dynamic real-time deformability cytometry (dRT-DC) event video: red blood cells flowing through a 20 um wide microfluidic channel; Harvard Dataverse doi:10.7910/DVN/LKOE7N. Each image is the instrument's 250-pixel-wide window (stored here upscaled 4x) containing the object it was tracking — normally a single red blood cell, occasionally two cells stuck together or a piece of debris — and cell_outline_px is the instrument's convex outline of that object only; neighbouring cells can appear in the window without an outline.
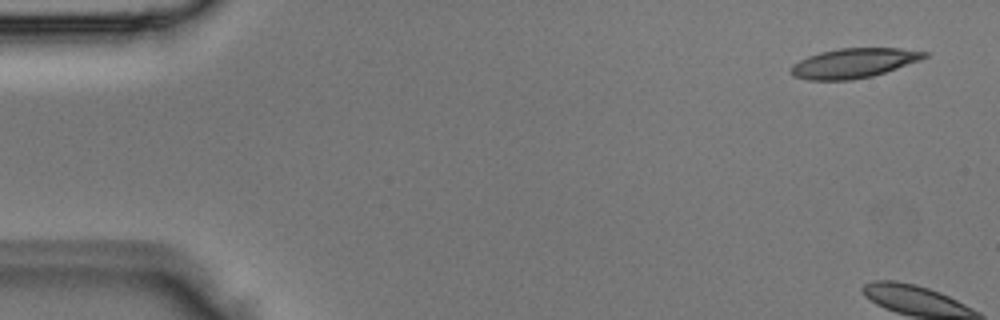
{"species": "Egyptian fruit bat (a non-hibernating species)", "species_latin": "Rousettus aegyptiacus", "temperature_condition": "room temperature", "stored_images_in_passage": 3, "camera_frame_rate_fps": 3000, "um_per_image_px": 0.085, "animal": {"sex": "male"}, "frame": {"image": 1, "passage_image": 1, "time_ms": 0.0, "image_size_px": [1000, 320], "cell_outline_px": [[928, 56], [920, 60], [872, 76], [852, 80], [808, 80], [792, 76], [792, 64], [808, 56], [820, 52], [840, 48], [900, 48], [928, 52]], "centroid_in_image_um": [72.56, 5.36], "position_along_channel_um": 12.4, "area_um2": 22.89}}